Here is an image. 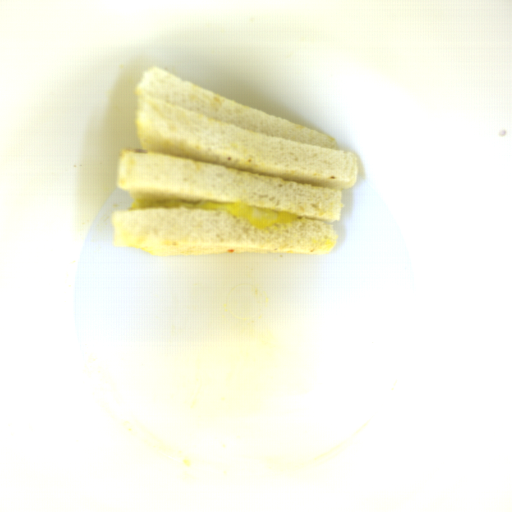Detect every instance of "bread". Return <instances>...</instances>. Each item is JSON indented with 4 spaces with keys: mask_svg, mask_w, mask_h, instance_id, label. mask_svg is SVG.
I'll use <instances>...</instances> for the list:
<instances>
[{
    "mask_svg": "<svg viewBox=\"0 0 512 512\" xmlns=\"http://www.w3.org/2000/svg\"><path fill=\"white\" fill-rule=\"evenodd\" d=\"M134 95L141 147L122 148L118 190L131 198L251 204L295 212L264 228L227 210L145 208L111 214L113 247L156 256L328 254L339 235L343 189L359 161L332 136L257 110L158 66Z\"/></svg>",
    "mask_w": 512,
    "mask_h": 512,
    "instance_id": "8d2b1439",
    "label": "bread"
}]
</instances>
